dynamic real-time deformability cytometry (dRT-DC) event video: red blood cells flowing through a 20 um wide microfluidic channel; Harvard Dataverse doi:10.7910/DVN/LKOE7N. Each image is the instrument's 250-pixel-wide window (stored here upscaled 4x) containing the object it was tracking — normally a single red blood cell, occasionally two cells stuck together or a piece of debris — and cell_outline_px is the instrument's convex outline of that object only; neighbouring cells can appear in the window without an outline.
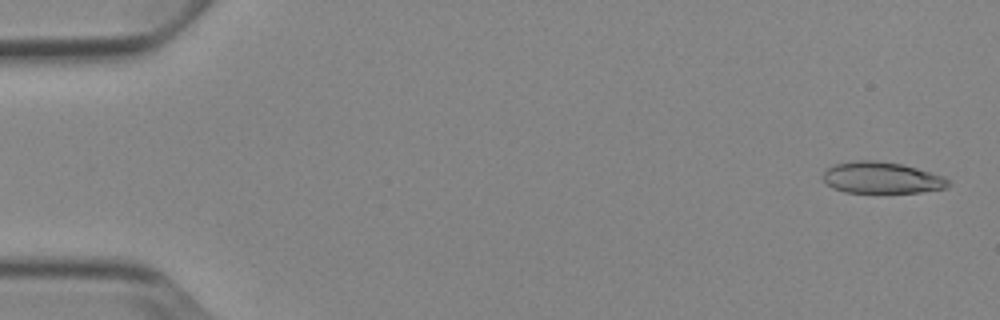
{"species": "Egyptian fruit bat (a non-hibernating species)", "species_latin": "Rousettus aegyptiacus", "temperature_condition": "cold", "stored_images_in_passage": 53, "camera_frame_rate_fps": 3000, "um_per_image_px": 0.085, "animal": {"sex": "female"}, "frame": {"image": 1, "passage_image": 2, "time_ms": 0.333, "image_size_px": [1000, 320], "cell_outline_px": [[952, 184], [948, 188], [920, 192], [844, 192], [832, 188], [824, 180], [824, 172], [828, 168], [836, 164], [856, 160], [872, 160], [900, 164], [916, 168], [944, 176]], "centroid_in_image_um": [74.98, 15.11], "position_along_channel_um": 10.0, "area_um2": 22.77}}
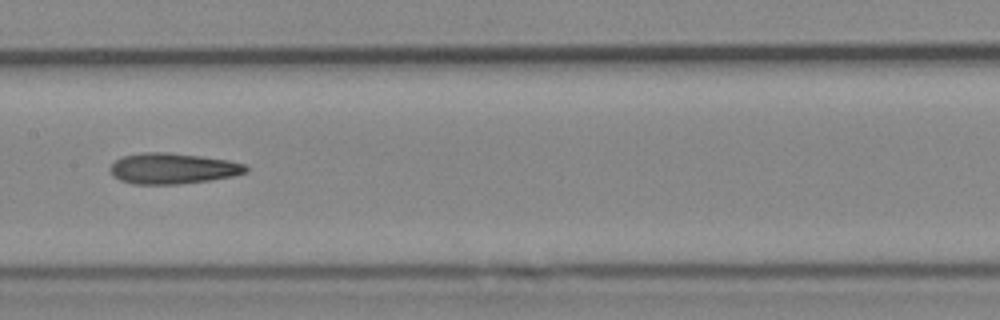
{"frame": {"image": 2, "passage_image": 27, "time_ms": 8.667, "image_size_px": [1000, 320], "cell_outline_px": [[248, 172], [232, 176], [208, 180], [180, 184], [132, 184], [120, 180], [112, 176], [108, 168], [120, 156], [144, 152], [168, 152], [200, 156], [228, 160], [244, 164], [248, 168]], "centroid_in_image_um": [14.63, 14.32], "position_along_channel_um": 192.8, "area_um2": 24.45}}
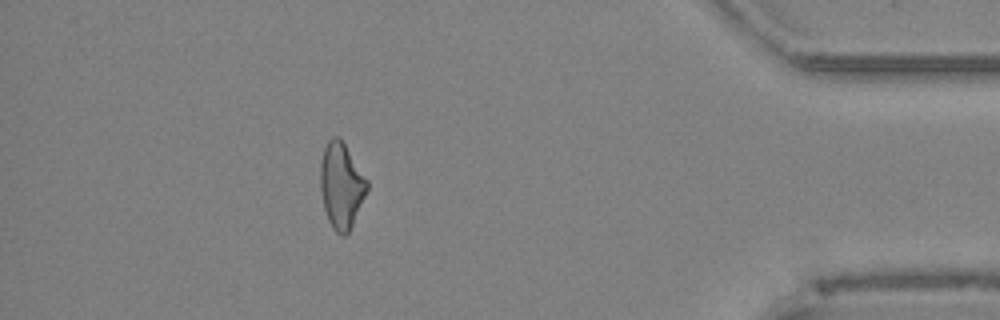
{"frame": {"image": 3, "passage_image": 47, "time_ms": 15.333, "image_size_px": [1000, 320], "cell_outline_px": [[368, 188], [352, 224], [348, 232], [344, 236], [340, 236], [332, 228], [328, 220], [324, 208], [320, 188], [320, 164], [324, 148], [328, 140], [332, 136], [336, 136], [344, 144], [368, 180]], "centroid_in_image_um": [28.99, 15.78], "position_along_channel_um": 406.2, "area_um2": 23.0}, "authors_computed_cell_mechanics": {"area_um2": 23.8714, "velocity_mm_per_s": 3.8681, "shape_relaxation_time_tau1_ms": null, "shape_relaxation_time_tau2_ms": 7.7494, "deformation_change_tau1": null, "deformation_change_tau2": 0.2166}}